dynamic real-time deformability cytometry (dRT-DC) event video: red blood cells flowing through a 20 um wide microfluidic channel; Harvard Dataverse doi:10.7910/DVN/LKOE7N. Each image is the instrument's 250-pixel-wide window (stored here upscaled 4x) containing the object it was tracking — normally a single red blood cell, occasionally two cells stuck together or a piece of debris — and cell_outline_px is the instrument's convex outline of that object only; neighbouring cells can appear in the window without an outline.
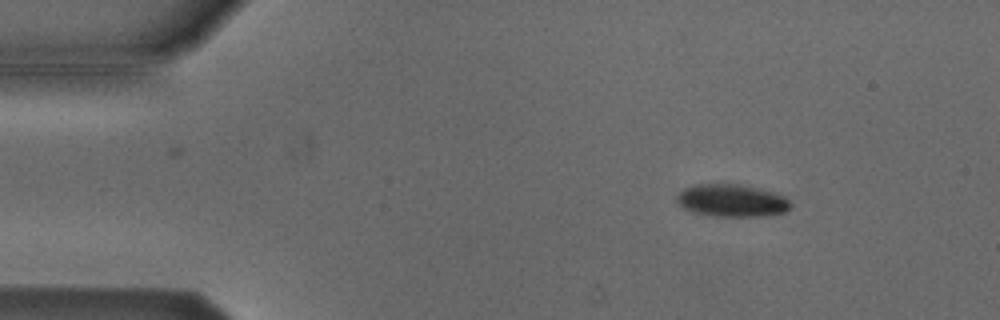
{"species": "Egyptian fruit bat (a non-hibernating species)", "species_latin": "Rousettus aegyptiacus", "temperature_condition": "cold", "stored_images_in_passage": 4, "camera_frame_rate_fps": 3000, "um_per_image_px": 0.085, "animal": {"sex": "male"}, "frame": {"image": 1, "passage_image": 2, "time_ms": 0.333, "image_size_px": [1000, 320], "cell_outline_px": [[792, 208], [784, 212], [760, 216], [716, 216], [696, 212], [684, 208], [676, 200], [676, 196], [684, 188], [696, 184], [740, 184], [760, 188], [784, 196], [792, 204]], "centroid_in_image_um": [62.23, 17.03], "position_along_channel_um": 22.8, "area_um2": 21.39}}